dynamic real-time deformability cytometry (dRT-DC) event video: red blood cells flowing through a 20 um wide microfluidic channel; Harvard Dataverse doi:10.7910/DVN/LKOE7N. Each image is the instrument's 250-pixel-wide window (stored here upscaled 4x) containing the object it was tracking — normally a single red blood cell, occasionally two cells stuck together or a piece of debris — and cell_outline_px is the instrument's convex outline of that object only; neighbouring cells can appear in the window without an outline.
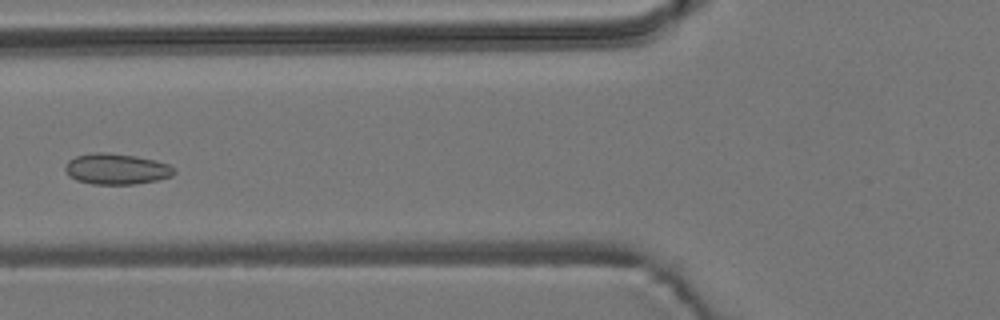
{"species": "common noctule bat (a hibernating species)", "species_latin": "Nyctalus noctula", "temperature_condition": "room temperature", "stored_images_in_passage": 6, "camera_frame_rate_fps": 3000, "um_per_image_px": 0.085, "animal": {"sex": "male", "body_mass_g": 19.2, "forearm_length_mm": 51.8}, "frame": {"image": 1, "passage_image": 6, "time_ms": 6.0, "image_size_px": [1000, 320], "cell_outline_px": [[176, 172], [172, 176], [156, 180], [132, 184], [92, 184], [76, 180], [68, 176], [64, 168], [68, 160], [76, 156], [96, 152], [104, 152], [136, 156], [156, 160], [168, 164], [176, 168]], "centroid_in_image_um": [9.9, 14.36], "position_along_channel_um": 115.9, "area_um2": 19.65}}